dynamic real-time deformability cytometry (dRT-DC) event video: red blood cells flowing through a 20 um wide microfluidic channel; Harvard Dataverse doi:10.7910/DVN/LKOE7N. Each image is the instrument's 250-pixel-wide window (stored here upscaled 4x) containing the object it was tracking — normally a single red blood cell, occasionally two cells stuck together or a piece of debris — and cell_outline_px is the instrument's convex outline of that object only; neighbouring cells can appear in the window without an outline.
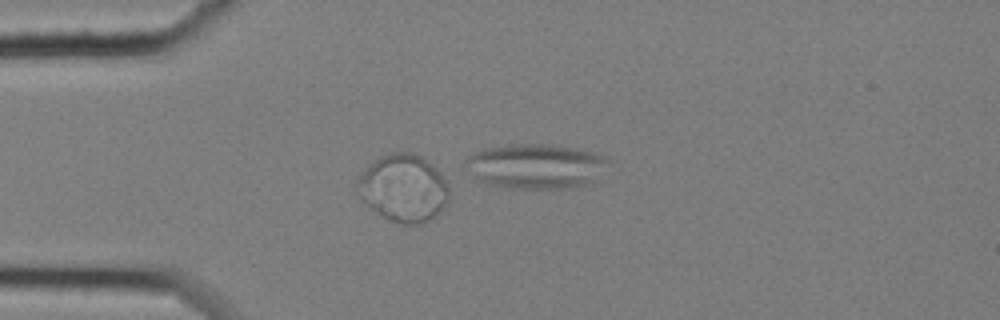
{"species": "common noctule bat (a hibernating species)", "species_latin": "Nyctalus noctula", "temperature_condition": "cold", "stored_images_in_passage": 3, "camera_frame_rate_fps": 3000, "um_per_image_px": 0.085, "animal": {"sex": "female", "body_mass_g": 25.1}, "frame": {"image": 1, "passage_image": 1, "time_ms": 0.0, "image_size_px": [1000, 320], "cell_outline_px": [[448, 204], [432, 220], [420, 224], [400, 224], [384, 216], [372, 208], [352, 188], [352, 184], [364, 168], [380, 156], [392, 152], [412, 152], [420, 156], [440, 172], [448, 184]], "centroid_in_image_um": [34.27, 15.98], "position_along_channel_um": 50.7, "area_um2": 36.36}}